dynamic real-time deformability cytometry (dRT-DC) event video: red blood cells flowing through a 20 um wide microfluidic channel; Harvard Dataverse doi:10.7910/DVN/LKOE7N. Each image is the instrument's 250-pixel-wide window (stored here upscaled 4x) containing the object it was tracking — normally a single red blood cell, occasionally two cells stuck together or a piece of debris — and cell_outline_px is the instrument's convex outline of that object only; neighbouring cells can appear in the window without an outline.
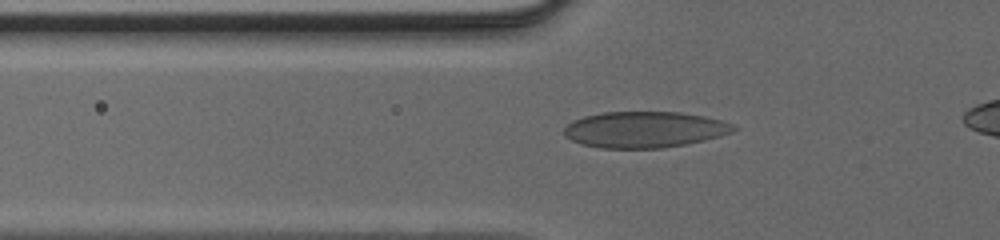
{"species": "human", "species_latin": "Homo sapiens", "temperature_condition": "cold", "stored_images_in_passage": 32, "camera_frame_rate_fps": 3000, "um_per_image_px": 0.085, "donor": {"sex": "male"}, "frame": {"image": 1, "passage_image": 6, "time_ms": 1.667, "image_size_px": [1000, 240], "cell_outline_px": [[736, 128], [732, 132], [720, 136], [704, 140], [664, 148], [600, 148], [580, 144], [564, 136], [564, 128], [572, 120], [584, 116], [604, 112], [680, 112], [704, 116], [720, 120], [732, 124]], "centroid_in_image_um": [54.75, 11.01], "position_along_channel_um": 71.1, "area_um2": 35.66}}
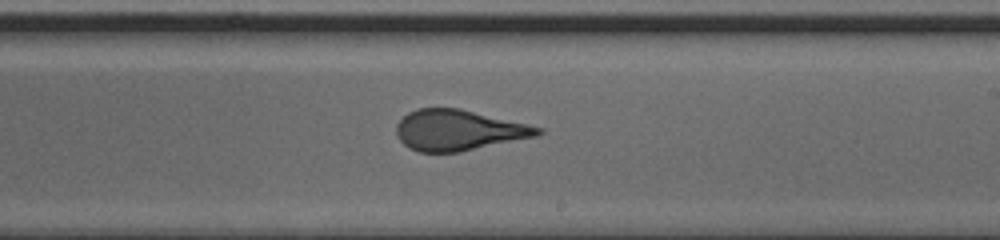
{"frame": {"image": 2, "passage_image": 18, "time_ms": 5.667, "image_size_px": [1000, 240], "cell_outline_px": [[544, 132], [540, 136], [460, 152], [420, 152], [408, 148], [396, 136], [396, 124], [408, 112], [416, 108], [460, 108], [528, 124], [544, 128]], "centroid_in_image_um": [39.0, 11.07], "position_along_channel_um": 250.0, "area_um2": 33.87}}
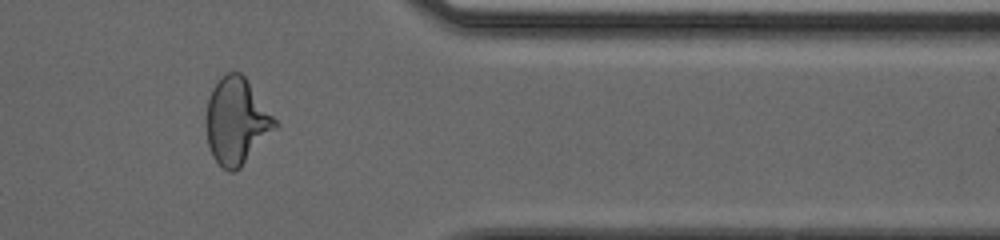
{"frame": {"image": 3, "passage_image": 28, "time_ms": 9.0, "image_size_px": [1000, 240], "cell_outline_px": [[280, 128], [240, 168], [232, 172], [228, 172], [212, 156], [208, 144], [204, 124], [204, 120], [208, 100], [212, 88], [220, 76], [228, 72], [240, 72], [244, 76], [280, 124]], "centroid_in_image_um": [20.13, 10.32], "position_along_channel_um": 391.3, "area_um2": 35.43}}